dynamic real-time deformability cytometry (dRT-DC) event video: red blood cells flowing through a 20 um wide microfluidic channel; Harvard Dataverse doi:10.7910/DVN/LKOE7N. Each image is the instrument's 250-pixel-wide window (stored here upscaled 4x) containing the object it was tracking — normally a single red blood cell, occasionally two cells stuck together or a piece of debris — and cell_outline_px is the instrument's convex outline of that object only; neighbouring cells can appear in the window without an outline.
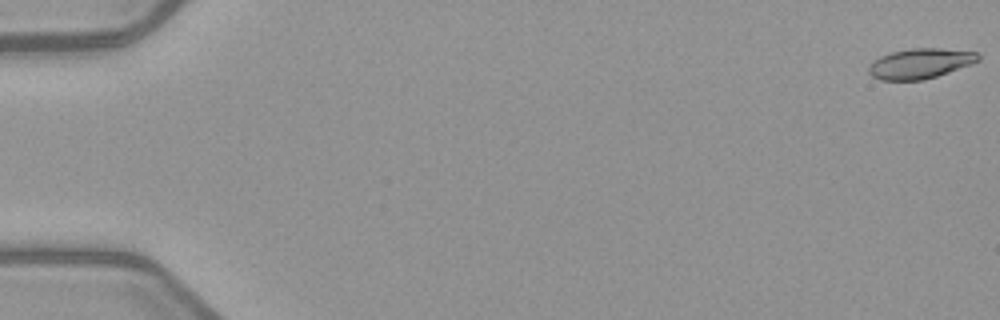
{"species": "common noctule bat (a hibernating species)", "species_latin": "Nyctalus noctula", "temperature_condition": "warm", "stored_images_in_passage": 4, "camera_frame_rate_fps": 3000, "um_per_image_px": 0.085, "animal": {"sex": "female", "body_mass_g": 21.9}, "frame": {"image": 1, "passage_image": 1, "time_ms": 0.0, "image_size_px": [1000, 320], "cell_outline_px": [[980, 60], [948, 72], [924, 80], [880, 80], [872, 76], [868, 72], [868, 68], [872, 60], [880, 56], [892, 52], [912, 48], [940, 48], [976, 52], [980, 56]], "centroid_in_image_um": [78.17, 5.39], "position_along_channel_um": 6.8, "area_um2": 19.13}}